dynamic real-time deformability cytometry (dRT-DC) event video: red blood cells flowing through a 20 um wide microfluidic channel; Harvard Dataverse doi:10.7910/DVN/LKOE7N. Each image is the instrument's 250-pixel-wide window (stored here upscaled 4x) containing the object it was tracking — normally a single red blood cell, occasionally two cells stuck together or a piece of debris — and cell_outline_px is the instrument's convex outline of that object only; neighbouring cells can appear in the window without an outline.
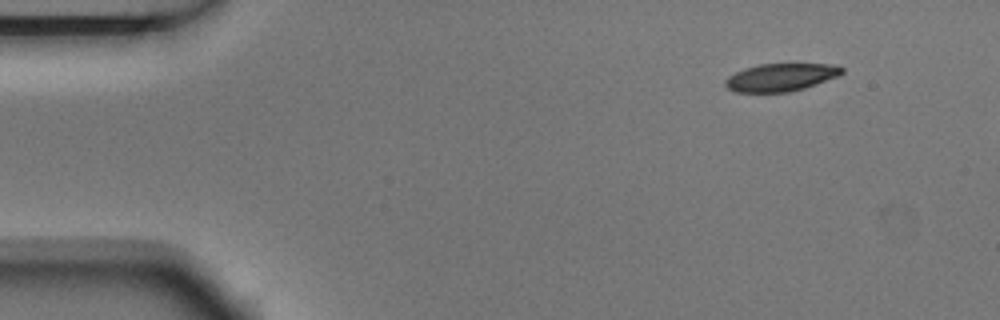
{"species": "Egyptian fruit bat (a non-hibernating species)", "species_latin": "Rousettus aegyptiacus", "temperature_condition": "room temperature", "stored_images_in_passage": 3, "camera_frame_rate_fps": 3000, "um_per_image_px": 0.085, "animal": {"sex": "male"}, "frame": {"image": 1, "passage_image": 1, "time_ms": 0.0, "image_size_px": [1000, 320], "cell_outline_px": [[844, 72], [840, 76], [804, 88], [788, 92], [736, 92], [728, 88], [724, 84], [724, 80], [728, 76], [744, 68], [760, 64], [840, 64], [844, 68]], "centroid_in_image_um": [66.41, 6.56], "position_along_channel_um": 18.6, "area_um2": 19.02}}